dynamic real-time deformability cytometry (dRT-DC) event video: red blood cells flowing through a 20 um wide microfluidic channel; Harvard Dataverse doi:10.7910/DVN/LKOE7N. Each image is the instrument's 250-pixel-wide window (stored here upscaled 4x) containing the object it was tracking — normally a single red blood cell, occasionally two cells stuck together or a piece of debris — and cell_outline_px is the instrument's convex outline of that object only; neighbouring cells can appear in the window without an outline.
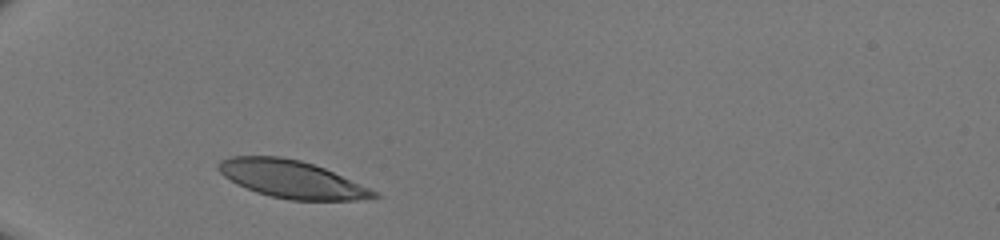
{"species": "human", "species_latin": "Homo sapiens", "temperature_condition": "room temperature", "stored_images_in_passage": 27, "camera_frame_rate_fps": 3000, "um_per_image_px": 0.085, "donor": {"sex": "male"}, "frame": {"image": 1, "passage_image": 1, "time_ms": 0.0, "image_size_px": [1000, 240], "cell_outline_px": [[380, 196], [356, 200], [292, 200], [272, 196], [256, 192], [224, 176], [216, 168], [216, 164], [220, 160], [232, 156], [280, 156], [300, 160], [324, 168], [368, 188], [376, 192]], "centroid_in_image_um": [24.74, 15.22], "position_along_channel_um": 60.3, "area_um2": 33.41}}
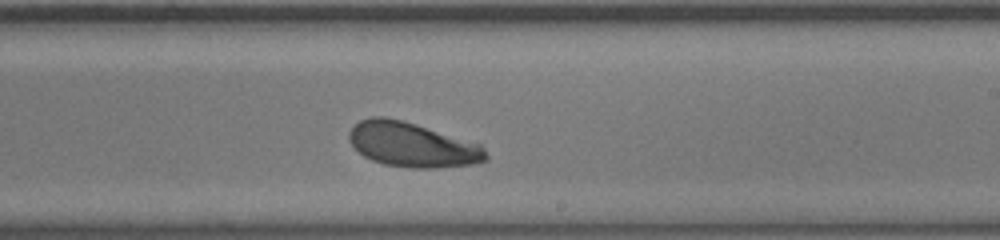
{"frame": {"image": 2, "passage_image": 16, "time_ms": 5.0, "image_size_px": [1000, 240], "cell_outline_px": [[488, 160], [476, 164], [436, 168], [408, 168], [384, 164], [372, 160], [364, 156], [348, 140], [348, 132], [360, 120], [372, 116], [384, 116], [404, 120], [480, 144], [484, 148], [488, 156]], "centroid_in_image_um": [35.05, 12.3], "position_along_channel_um": 254.0, "area_um2": 35.72}}
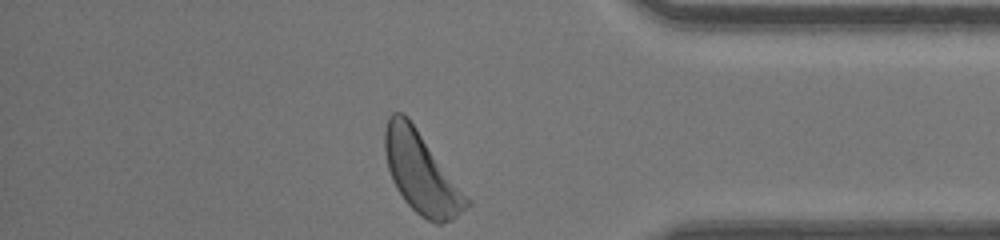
{"frame": {"image": 3, "passage_image": 27, "time_ms": 8.667, "image_size_px": [1000, 240], "cell_outline_px": [[472, 204], [452, 220], [440, 224], [436, 224], [420, 216], [404, 200], [396, 188], [392, 180], [388, 168], [384, 152], [384, 132], [388, 116], [392, 112], [404, 112], [408, 116], [472, 200]], "centroid_in_image_um": [35.82, 14.67], "position_along_channel_um": 399.4, "area_um2": 39.07}}